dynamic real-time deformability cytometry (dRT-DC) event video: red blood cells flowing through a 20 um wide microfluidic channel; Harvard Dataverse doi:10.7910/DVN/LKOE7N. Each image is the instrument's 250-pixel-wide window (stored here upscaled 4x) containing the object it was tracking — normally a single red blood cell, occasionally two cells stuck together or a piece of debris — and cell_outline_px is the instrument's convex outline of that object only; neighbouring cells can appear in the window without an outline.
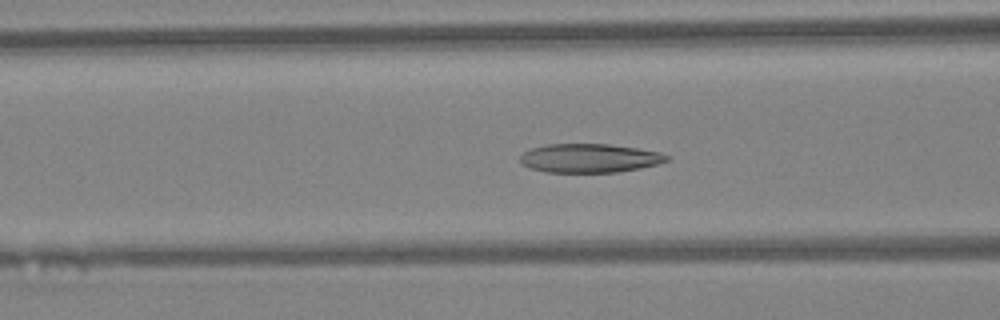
{"species": "Egyptian fruit bat (a non-hibernating species)", "species_latin": "Rousettus aegyptiacus", "temperature_condition": "warm", "stored_images_in_passage": 47, "camera_frame_rate_fps": 3000, "um_per_image_px": 0.085, "animal": {"sex": "female"}, "frame": {"image": 1, "passage_image": 19, "time_ms": 6.0, "image_size_px": [1000, 320], "cell_outline_px": [[668, 160], [656, 164], [640, 168], [616, 172], [544, 172], [520, 164], [520, 156], [524, 152], [532, 148], [548, 144], [608, 144], [636, 148], [660, 152], [668, 156]], "centroid_in_image_um": [50.08, 13.44], "position_along_channel_um": 116.5, "area_um2": 24.45}}
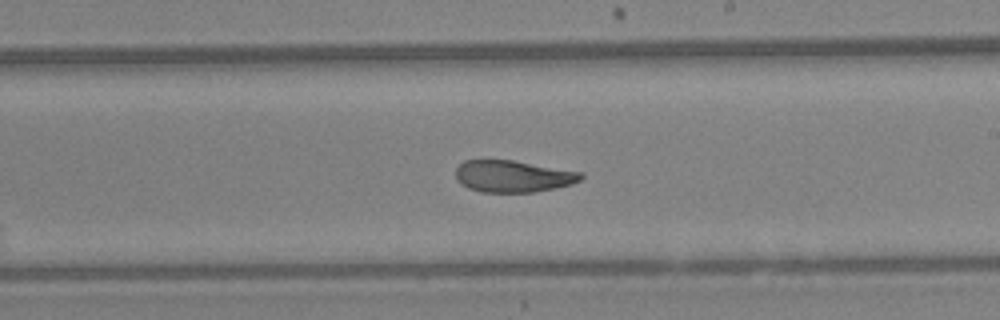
{"frame": {"image": 2, "passage_image": 28, "time_ms": 9.0, "image_size_px": [1000, 320], "cell_outline_px": [[584, 176], [580, 180], [572, 184], [532, 192], [484, 192], [468, 188], [456, 176], [456, 168], [464, 160], [512, 160], [584, 172]], "centroid_in_image_um": [43.64, 14.97], "position_along_channel_um": 245.4, "area_um2": 23.0}}
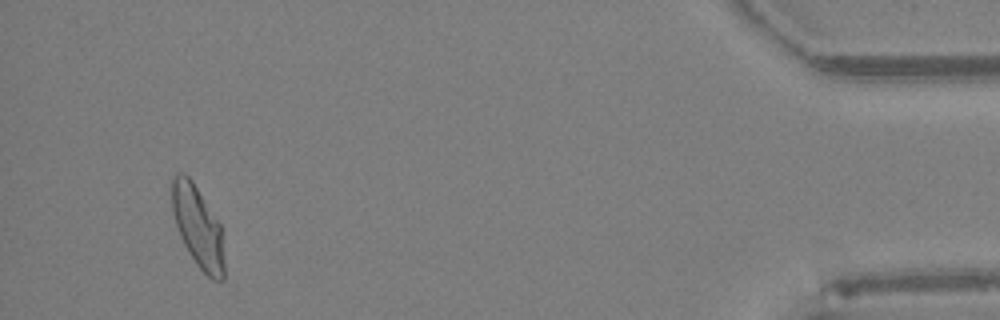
{"frame": {"image": 3, "passage_image": 45, "time_ms": 14.667, "image_size_px": [1000, 320], "cell_outline_px": [[224, 280], [212, 280], [196, 264], [184, 244], [180, 236], [172, 212], [172, 176], [176, 172], [184, 172], [192, 180], [220, 224], [224, 264]], "centroid_in_image_um": [16.8, 19.25], "position_along_channel_um": 418.4, "area_um2": 24.57}, "authors_computed_cell_mechanics": {"area_um2": 25.3164, "velocity_mm_per_s": 4.3267, "shape_relaxation_time_tau1_ms": 6.6144, "shape_relaxation_time_tau2_ms": 2.0846, "deformation_change_tau1": 0.2152, "deformation_change_tau2": 0.1034}}